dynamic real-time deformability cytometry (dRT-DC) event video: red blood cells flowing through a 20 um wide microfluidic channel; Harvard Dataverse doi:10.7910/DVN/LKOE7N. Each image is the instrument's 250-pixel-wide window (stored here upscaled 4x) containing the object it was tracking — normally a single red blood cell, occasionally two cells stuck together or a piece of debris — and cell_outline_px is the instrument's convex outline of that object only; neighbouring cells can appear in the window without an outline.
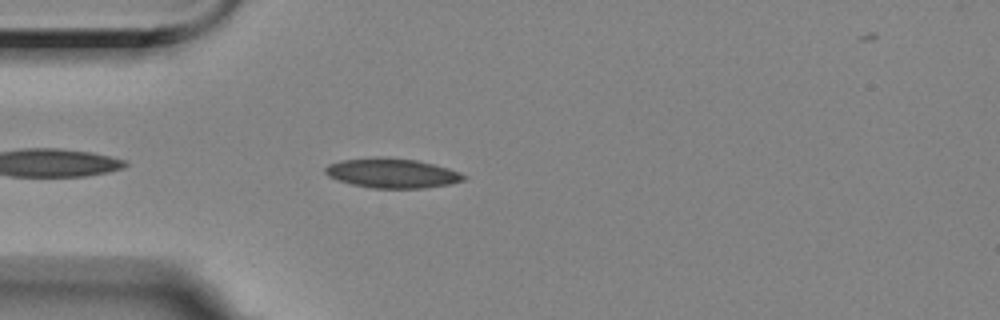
{"species": "Egyptian fruit bat (a non-hibernating species)", "species_latin": "Rousettus aegyptiacus", "temperature_condition": "room temperature", "stored_images_in_passage": 46, "camera_frame_rate_fps": 3000, "um_per_image_px": 0.085, "animal": {"sex": "female"}, "frame": {"image": 1, "passage_image": 4, "time_ms": 1.0, "image_size_px": [1000, 320], "cell_outline_px": [[468, 176], [464, 180], [448, 184], [424, 188], [372, 188], [352, 184], [328, 176], [324, 172], [324, 168], [328, 164], [340, 160], [376, 156], [388, 156], [416, 160], [448, 168], [460, 172]], "centroid_in_image_um": [33.31, 14.7], "position_along_channel_um": 51.7, "area_um2": 24.04}}
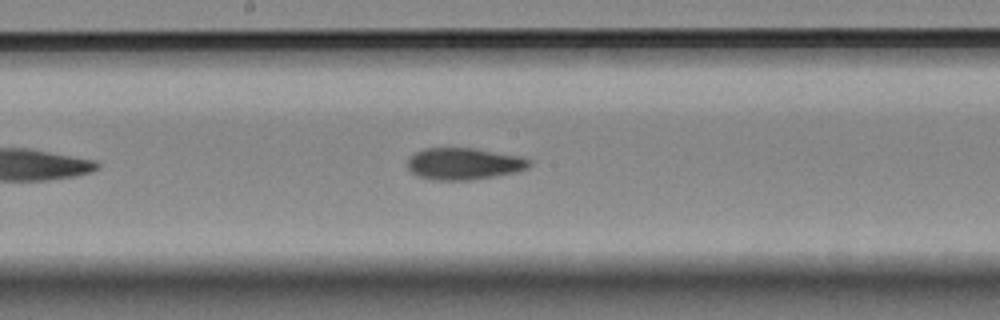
{"frame": {"image": 2, "passage_image": 18, "time_ms": 5.667, "image_size_px": [1000, 320], "cell_outline_px": [[532, 164], [528, 168], [516, 172], [472, 180], [432, 180], [420, 176], [412, 172], [408, 168], [408, 160], [416, 152], [424, 148], [476, 148], [520, 156], [532, 160]], "centroid_in_image_um": [39.48, 13.91], "position_along_channel_um": 208.7, "area_um2": 22.6}}
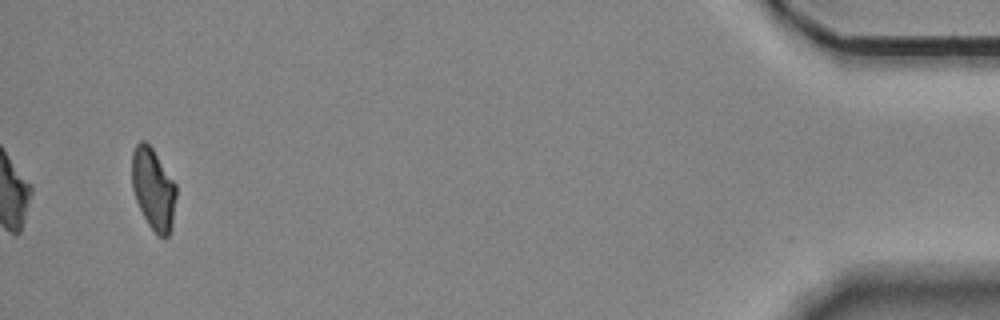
{"frame": {"image": 3, "passage_image": 43, "time_ms": 14.0, "image_size_px": [1000, 320], "cell_outline_px": [[176, 196], [172, 228], [168, 236], [164, 240], [156, 236], [148, 224], [136, 200], [132, 188], [132, 152], [136, 144], [140, 140], [144, 140], [152, 148], [176, 184]], "centroid_in_image_um": [13.04, 16.1], "position_along_channel_um": 422.2, "area_um2": 21.21}, "authors_computed_cell_mechanics": {"area_um2": 22.3397, "velocity_mm_per_s": 3.516, "shape_relaxation_time_tau1_ms": null, "shape_relaxation_time_tau2_ms": 5.2407, "deformation_change_tau1": null, "deformation_change_tau2": 0.0941}}